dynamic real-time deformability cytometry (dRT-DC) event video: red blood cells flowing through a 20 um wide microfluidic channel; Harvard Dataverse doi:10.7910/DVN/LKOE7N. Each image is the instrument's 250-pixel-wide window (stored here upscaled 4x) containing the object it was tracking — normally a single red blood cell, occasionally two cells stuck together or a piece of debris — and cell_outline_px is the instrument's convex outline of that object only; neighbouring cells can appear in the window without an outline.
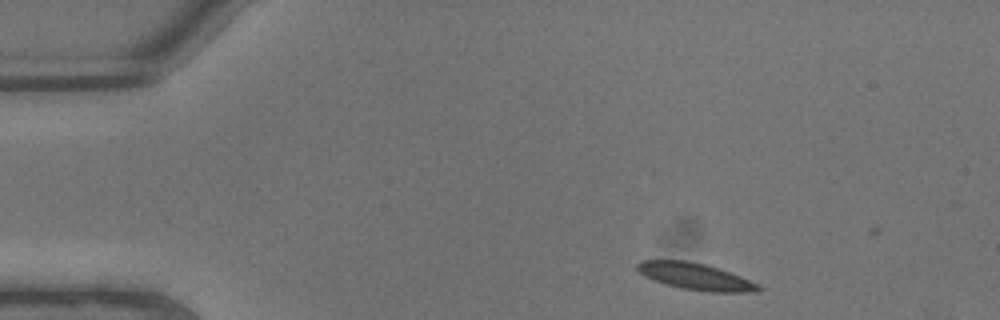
{"species": "common noctule bat (a hibernating species)", "species_latin": "Nyctalus noctula", "temperature_condition": "warm", "stored_images_in_passage": 4, "camera_frame_rate_fps": 3000, "um_per_image_px": 0.085, "animal": {"sex": "male", "body_mass_g": 13.3}, "frame": {"image": 1, "passage_image": 1, "time_ms": 0.0, "image_size_px": [1000, 320], "cell_outline_px": [[764, 288], [760, 292], [708, 292], [680, 288], [664, 284], [652, 280], [640, 272], [636, 268], [636, 264], [640, 260], [684, 260], [704, 264], [740, 276], [760, 284]], "centroid_in_image_um": [59.13, 23.51], "position_along_channel_um": 25.9, "area_um2": 18.96}}
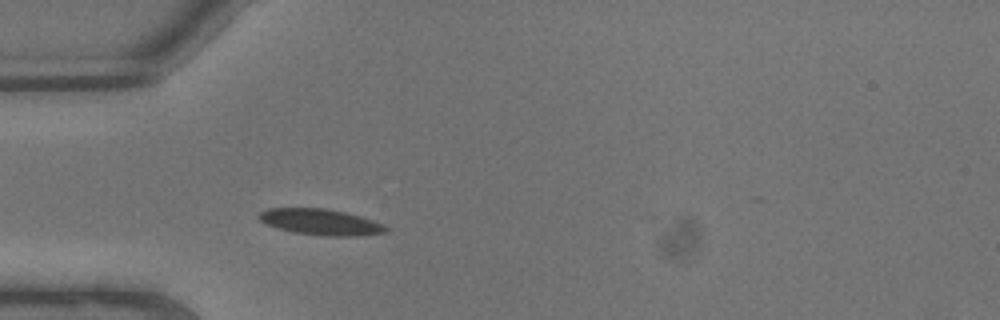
{"frame": {"image": 2, "passage_image": 4, "time_ms": 1.0, "image_size_px": [1000, 320], "cell_outline_px": [[388, 232], [364, 236], [320, 236], [292, 232], [276, 228], [260, 220], [256, 216], [260, 212], [268, 208], [324, 208], [344, 212], [360, 216], [384, 224], [388, 228]], "centroid_in_image_um": [27.27, 18.88], "position_along_channel_um": 57.7, "area_um2": 19.48}}